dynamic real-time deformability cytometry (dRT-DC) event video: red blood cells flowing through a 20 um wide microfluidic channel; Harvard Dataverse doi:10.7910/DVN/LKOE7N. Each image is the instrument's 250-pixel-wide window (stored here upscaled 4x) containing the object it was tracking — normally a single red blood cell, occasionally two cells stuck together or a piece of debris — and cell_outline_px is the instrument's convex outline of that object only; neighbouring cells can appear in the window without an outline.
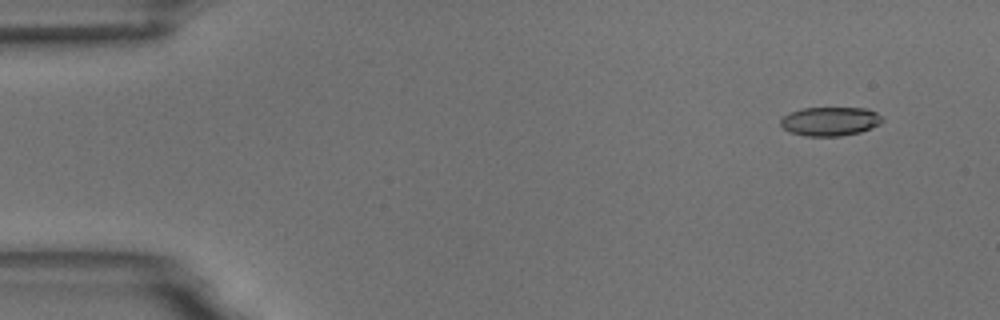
{"species": "common noctule bat (a hibernating species)", "species_latin": "Nyctalus noctula", "temperature_condition": "room temperature", "stored_images_in_passage": 52, "camera_frame_rate_fps": 3000, "um_per_image_px": 0.085, "animal": {"sex": "male", "body_mass_g": 18.8}, "frame": {"image": 1, "passage_image": 1, "time_ms": 0.0, "image_size_px": [1000, 320], "cell_outline_px": [[884, 120], [880, 124], [860, 132], [840, 136], [804, 136], [792, 132], [784, 128], [780, 124], [780, 120], [788, 112], [804, 108], [868, 108], [876, 112]], "centroid_in_image_um": [70.56, 10.31], "position_along_channel_um": 14.4, "area_um2": 17.11}}
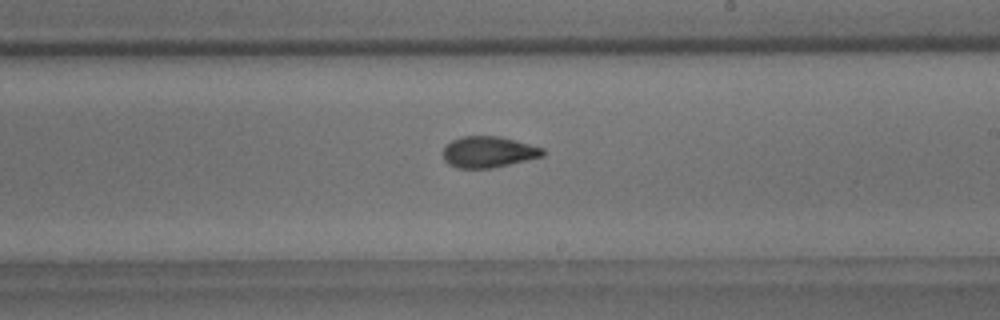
{"frame": {"image": 2, "passage_image": 29, "time_ms": 9.333, "image_size_px": [1000, 320], "cell_outline_px": [[544, 156], [492, 168], [456, 168], [448, 164], [444, 160], [444, 148], [452, 140], [460, 136], [500, 136], [544, 148]], "centroid_in_image_um": [41.51, 12.92], "position_along_channel_um": 247.5, "area_um2": 18.09}}
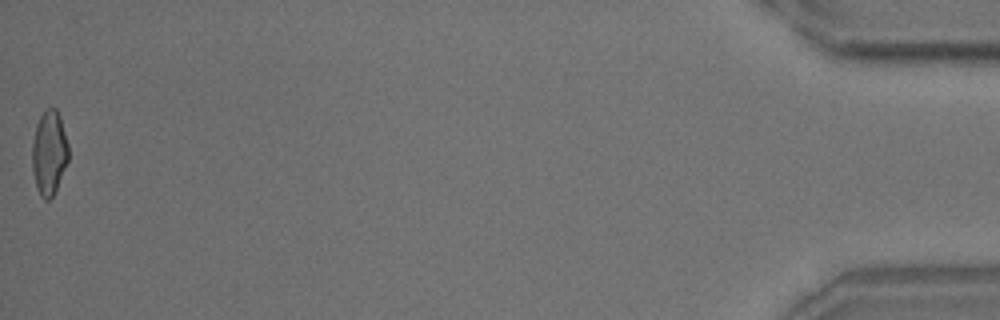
{"frame": {"image": 3, "passage_image": 52, "time_ms": 17.0, "image_size_px": [1000, 320], "cell_outline_px": [[68, 160], [56, 188], [52, 196], [48, 200], [44, 200], [40, 196], [36, 188], [32, 172], [32, 144], [36, 124], [44, 108], [56, 108], [60, 116], [68, 144]], "centroid_in_image_um": [4.15, 12.97], "position_along_channel_um": 431.0, "area_um2": 17.92}, "authors_computed_cell_mechanics": {"area_um2": 18.2359, "velocity_mm_per_s": 3.6662, "shape_relaxation_time_tau1_ms": 8.7537, "shape_relaxation_time_tau2_ms": 2.1933, "deformation_change_tau1": 0.1899, "deformation_change_tau2": 0.0865}}